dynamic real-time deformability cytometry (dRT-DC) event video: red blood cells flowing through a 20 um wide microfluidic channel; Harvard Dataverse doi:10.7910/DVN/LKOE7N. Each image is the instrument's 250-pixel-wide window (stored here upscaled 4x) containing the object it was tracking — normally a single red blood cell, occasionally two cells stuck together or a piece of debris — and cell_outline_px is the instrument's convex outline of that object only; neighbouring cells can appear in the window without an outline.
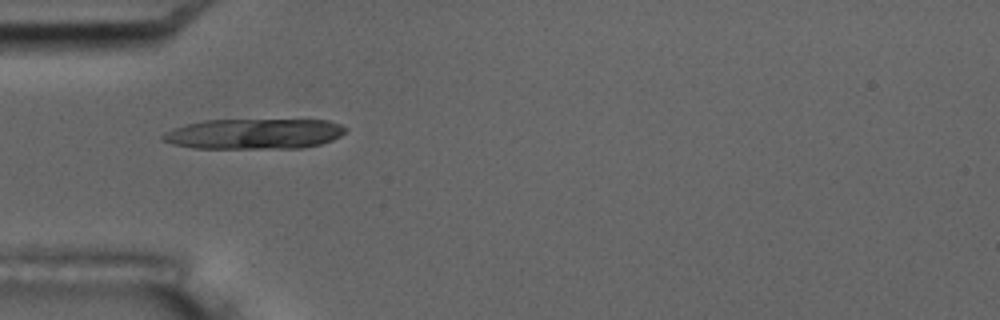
{"species": "common noctule bat (a hibernating species)", "species_latin": "Nyctalus noctula", "temperature_condition": "room temperature", "stored_images_in_passage": 4, "camera_frame_rate_fps": 3000, "um_per_image_px": 0.085, "animal": {"sex": "male", "body_mass_g": 17.5, "forearm_length_mm": 52.3}, "frame": {"image": 1, "passage_image": 3, "time_ms": 2.333, "image_size_px": [1000, 320], "cell_outline_px": [[348, 128], [340, 136], [332, 140], [320, 144], [304, 148], [196, 148], [172, 144], [160, 140], [160, 136], [164, 132], [188, 124], [204, 120], [328, 120], [340, 124]], "centroid_in_image_um": [21.6, 11.38], "position_along_channel_um": 63.4, "area_um2": 32.37}}